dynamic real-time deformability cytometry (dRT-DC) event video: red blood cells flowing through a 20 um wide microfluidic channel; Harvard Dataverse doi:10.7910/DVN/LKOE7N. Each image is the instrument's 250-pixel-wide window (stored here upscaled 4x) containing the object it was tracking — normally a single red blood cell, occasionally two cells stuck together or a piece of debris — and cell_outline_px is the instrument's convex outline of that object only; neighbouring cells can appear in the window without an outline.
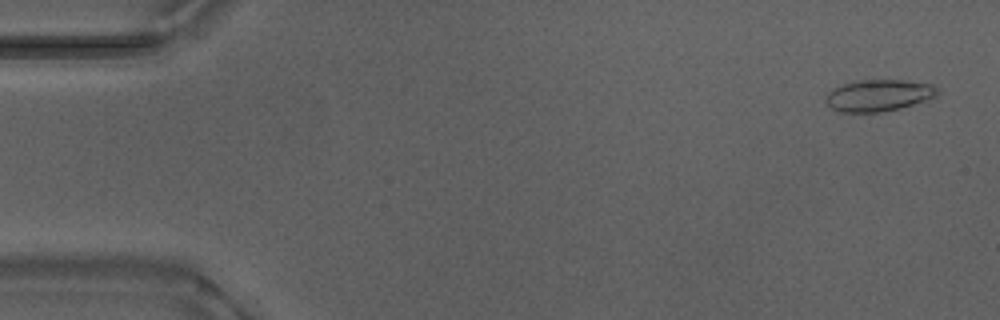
{"species": "Egyptian fruit bat (a non-hibernating species)", "species_latin": "Rousettus aegyptiacus", "temperature_condition": "warm", "stored_images_in_passage": 53, "camera_frame_rate_fps": 3000, "um_per_image_px": 0.085, "animal": {"sex": "male"}, "frame": {"image": 1, "passage_image": 2, "time_ms": 0.333, "image_size_px": [1000, 320], "cell_outline_px": [[940, 92], [936, 96], [900, 108], [880, 112], [840, 112], [832, 108], [824, 100], [824, 96], [832, 88], [856, 80], [900, 80], [932, 84]], "centroid_in_image_um": [74.63, 8.1], "position_along_channel_um": 10.4, "area_um2": 20.52}}
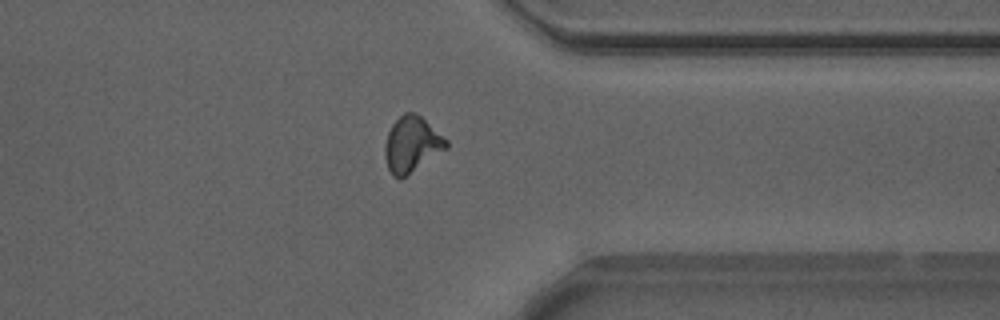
{"frame": {"image": 2, "passage_image": 41, "time_ms": 13.333, "image_size_px": [1000, 320], "cell_outline_px": [[448, 148], [400, 180], [392, 176], [388, 168], [384, 156], [384, 144], [388, 132], [392, 124], [404, 112], [412, 112], [420, 116], [448, 140]], "centroid_in_image_um": [34.98, 12.3], "position_along_channel_um": 376.4, "area_um2": 19.94}}
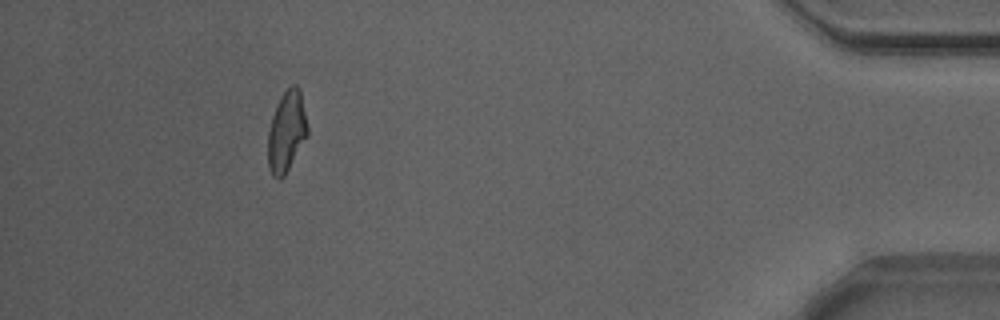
{"frame": {"image": 3, "passage_image": 48, "time_ms": 15.667, "image_size_px": [1000, 320], "cell_outline_px": [[308, 136], [284, 176], [280, 180], [272, 176], [268, 168], [268, 132], [272, 116], [276, 104], [280, 96], [292, 84], [296, 84], [300, 88], [308, 128]], "centroid_in_image_um": [24.36, 11.18], "position_along_channel_um": 410.8, "area_um2": 18.84}}